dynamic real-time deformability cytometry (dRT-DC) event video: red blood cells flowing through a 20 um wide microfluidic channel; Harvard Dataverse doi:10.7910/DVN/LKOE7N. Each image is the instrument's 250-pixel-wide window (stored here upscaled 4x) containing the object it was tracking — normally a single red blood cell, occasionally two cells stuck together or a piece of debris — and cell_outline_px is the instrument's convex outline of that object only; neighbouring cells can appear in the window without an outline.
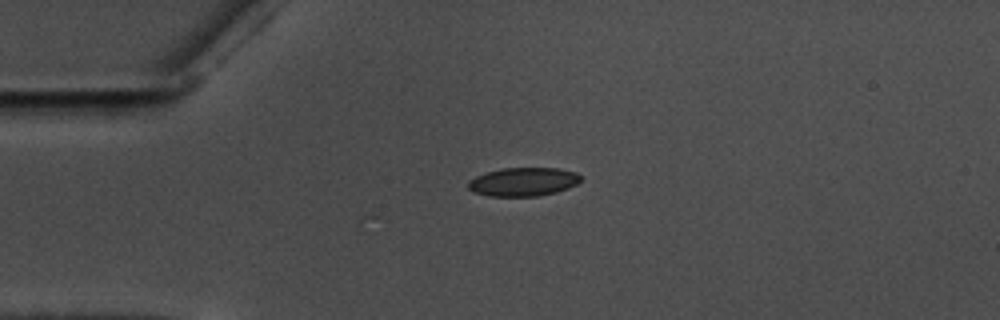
{"species": "common noctule bat (a hibernating species)", "species_latin": "Nyctalus noctula", "temperature_condition": "warm", "stored_images_in_passage": 39, "camera_frame_rate_fps": 3000, "um_per_image_px": 0.085, "animal": {"sex": "male", "body_mass_g": 17.5, "forearm_length_mm": 52.3}, "frame": {"image": 1, "passage_image": 1, "time_ms": 0.0, "image_size_px": [1000, 320], "cell_outline_px": [[580, 180], [576, 184], [568, 188], [556, 192], [536, 196], [488, 196], [476, 192], [468, 188], [468, 180], [476, 176], [488, 172], [504, 168], [560, 168], [576, 172], [580, 176]], "centroid_in_image_um": [44.48, 15.45], "position_along_channel_um": 40.5, "area_um2": 18.61}}
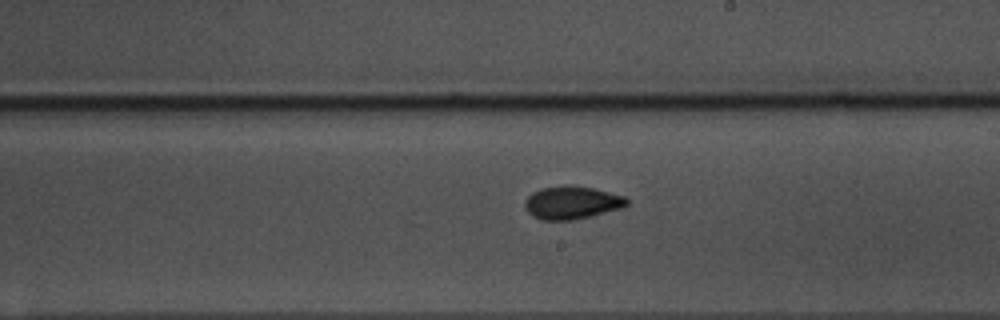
{"frame": {"image": 2, "passage_image": 20, "time_ms": 6.333, "image_size_px": [1000, 320], "cell_outline_px": [[628, 204], [624, 208], [572, 220], [540, 220], [532, 216], [528, 212], [524, 204], [524, 200], [532, 192], [540, 188], [568, 184], [572, 184], [592, 188], [624, 196], [628, 200]], "centroid_in_image_um": [48.58, 17.21], "position_along_channel_um": 240.4, "area_um2": 19.77}}
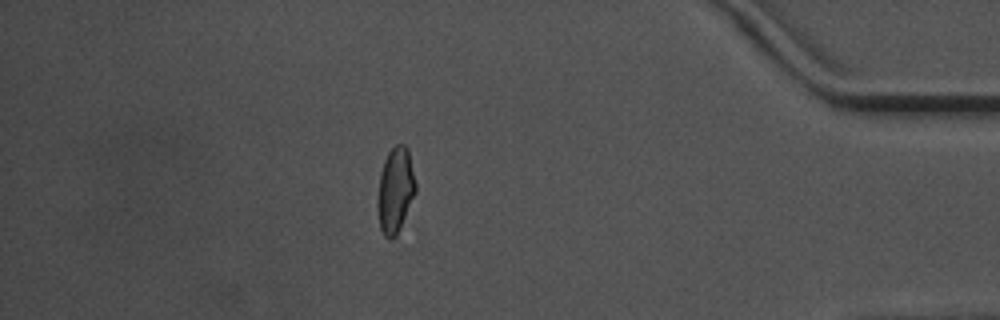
{"frame": {"image": 3, "passage_image": 37, "time_ms": 12.0, "image_size_px": [1000, 320], "cell_outline_px": [[416, 192], [396, 236], [392, 240], [388, 240], [384, 236], [380, 228], [376, 204], [380, 172], [384, 160], [388, 152], [396, 144], [404, 144], [408, 148], [416, 184]], "centroid_in_image_um": [33.59, 16.17], "position_along_channel_um": 401.6, "area_um2": 19.13}}